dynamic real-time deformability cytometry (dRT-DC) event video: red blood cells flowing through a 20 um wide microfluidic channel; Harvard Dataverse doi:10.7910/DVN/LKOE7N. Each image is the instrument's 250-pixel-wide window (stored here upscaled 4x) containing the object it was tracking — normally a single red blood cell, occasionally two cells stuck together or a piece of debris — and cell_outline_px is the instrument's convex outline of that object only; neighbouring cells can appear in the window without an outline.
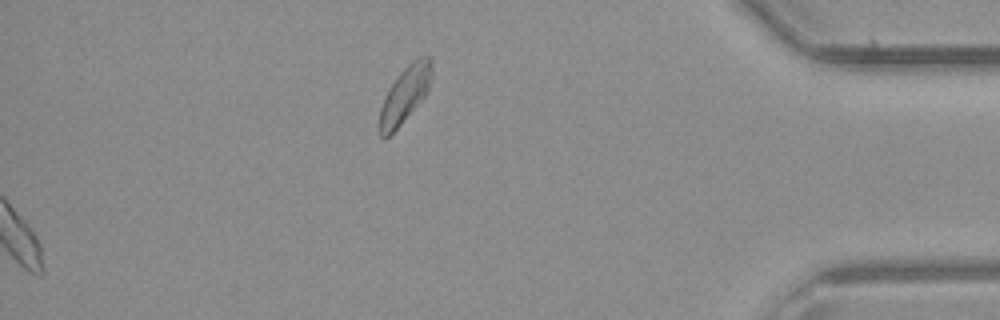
{"species": "common noctule bat (a hibernating species)", "species_latin": "Nyctalus noctula", "temperature_condition": "room temperature", "stored_images_in_passage": 37, "camera_frame_rate_fps": 3000, "um_per_image_px": 0.085, "animal": {"sex": "male", "body_mass_g": 23.1, "forearm_length_mm": 52.7}, "frame": {"image": 1, "passage_image": 37, "time_ms": 12.0, "image_size_px": [1000, 320], "cell_outline_px": [[432, 76], [428, 92], [400, 124], [384, 140], [380, 136], [380, 108], [384, 96], [400, 72], [412, 60], [420, 56], [432, 56]], "centroid_in_image_um": [34.45, 7.98], "position_along_channel_um": 400.8, "area_um2": 16.94}}